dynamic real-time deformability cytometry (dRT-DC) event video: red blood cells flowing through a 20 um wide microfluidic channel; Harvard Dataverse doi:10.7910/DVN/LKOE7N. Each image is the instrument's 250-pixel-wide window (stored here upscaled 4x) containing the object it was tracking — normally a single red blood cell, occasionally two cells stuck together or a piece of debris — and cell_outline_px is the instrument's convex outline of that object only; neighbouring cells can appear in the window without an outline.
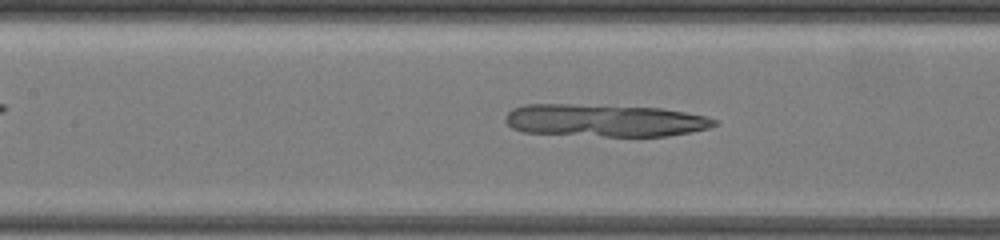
{"species": "common noctule bat (a hibernating species)", "species_latin": "Nyctalus noctula", "temperature_condition": "warm", "stored_images_in_passage": 31, "camera_frame_rate_fps": 3000, "um_per_image_px": 0.085, "animal": {"sex": "female", "body_mass_g": 19.5, "forearm_length_mm": 54.1}, "frame": {"image": 1, "passage_image": 22, "time_ms": 7.0, "image_size_px": [1000, 240], "cell_outline_px": [[720, 124], [708, 128], [692, 132], [668, 136], [604, 136], [524, 132], [512, 128], [504, 120], [504, 116], [512, 108], [524, 104], [568, 104], [660, 108], [708, 116], [716, 120]], "centroid_in_image_um": [51.4, 10.24], "position_along_channel_um": 156.0, "area_um2": 39.59}}